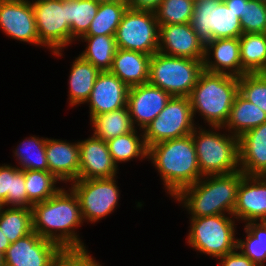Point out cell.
<instances>
[{
  "label": "cell",
  "instance_id": "cell-1",
  "mask_svg": "<svg viewBox=\"0 0 266 266\" xmlns=\"http://www.w3.org/2000/svg\"><path fill=\"white\" fill-rule=\"evenodd\" d=\"M33 231L58 244L63 250H86L76 232L84 223L77 195L69 187L51 198L32 205Z\"/></svg>",
  "mask_w": 266,
  "mask_h": 266
},
{
  "label": "cell",
  "instance_id": "cell-2",
  "mask_svg": "<svg viewBox=\"0 0 266 266\" xmlns=\"http://www.w3.org/2000/svg\"><path fill=\"white\" fill-rule=\"evenodd\" d=\"M147 159L158 170L165 192L172 198L203 177L191 134L153 144L148 147Z\"/></svg>",
  "mask_w": 266,
  "mask_h": 266
},
{
  "label": "cell",
  "instance_id": "cell-3",
  "mask_svg": "<svg viewBox=\"0 0 266 266\" xmlns=\"http://www.w3.org/2000/svg\"><path fill=\"white\" fill-rule=\"evenodd\" d=\"M244 175L242 171H236L203 176L196 183L182 189L173 199L180 202L190 217L232 215L237 188Z\"/></svg>",
  "mask_w": 266,
  "mask_h": 266
},
{
  "label": "cell",
  "instance_id": "cell-4",
  "mask_svg": "<svg viewBox=\"0 0 266 266\" xmlns=\"http://www.w3.org/2000/svg\"><path fill=\"white\" fill-rule=\"evenodd\" d=\"M238 93V77L204 70L189 95L193 118L200 115L209 128L224 126Z\"/></svg>",
  "mask_w": 266,
  "mask_h": 266
},
{
  "label": "cell",
  "instance_id": "cell-5",
  "mask_svg": "<svg viewBox=\"0 0 266 266\" xmlns=\"http://www.w3.org/2000/svg\"><path fill=\"white\" fill-rule=\"evenodd\" d=\"M220 129L223 126L206 129L197 124L191 134L203 176L240 171L239 138L227 131L222 134Z\"/></svg>",
  "mask_w": 266,
  "mask_h": 266
},
{
  "label": "cell",
  "instance_id": "cell-6",
  "mask_svg": "<svg viewBox=\"0 0 266 266\" xmlns=\"http://www.w3.org/2000/svg\"><path fill=\"white\" fill-rule=\"evenodd\" d=\"M187 244L195 251L220 257L237 249L236 221L233 215L190 217Z\"/></svg>",
  "mask_w": 266,
  "mask_h": 266
},
{
  "label": "cell",
  "instance_id": "cell-7",
  "mask_svg": "<svg viewBox=\"0 0 266 266\" xmlns=\"http://www.w3.org/2000/svg\"><path fill=\"white\" fill-rule=\"evenodd\" d=\"M203 71V60L169 56L158 51L150 59L148 82L172 97H189Z\"/></svg>",
  "mask_w": 266,
  "mask_h": 266
},
{
  "label": "cell",
  "instance_id": "cell-8",
  "mask_svg": "<svg viewBox=\"0 0 266 266\" xmlns=\"http://www.w3.org/2000/svg\"><path fill=\"white\" fill-rule=\"evenodd\" d=\"M191 28L206 45L214 39L238 38L240 18L222 0H195Z\"/></svg>",
  "mask_w": 266,
  "mask_h": 266
},
{
  "label": "cell",
  "instance_id": "cell-9",
  "mask_svg": "<svg viewBox=\"0 0 266 266\" xmlns=\"http://www.w3.org/2000/svg\"><path fill=\"white\" fill-rule=\"evenodd\" d=\"M31 4L40 43L55 56L62 57L63 49L71 45L68 1L31 0Z\"/></svg>",
  "mask_w": 266,
  "mask_h": 266
},
{
  "label": "cell",
  "instance_id": "cell-10",
  "mask_svg": "<svg viewBox=\"0 0 266 266\" xmlns=\"http://www.w3.org/2000/svg\"><path fill=\"white\" fill-rule=\"evenodd\" d=\"M116 177L77 179L70 183L79 200L84 222L95 224L117 209L121 192Z\"/></svg>",
  "mask_w": 266,
  "mask_h": 266
},
{
  "label": "cell",
  "instance_id": "cell-11",
  "mask_svg": "<svg viewBox=\"0 0 266 266\" xmlns=\"http://www.w3.org/2000/svg\"><path fill=\"white\" fill-rule=\"evenodd\" d=\"M189 97H171L159 115L143 130L146 147L192 134L197 126Z\"/></svg>",
  "mask_w": 266,
  "mask_h": 266
},
{
  "label": "cell",
  "instance_id": "cell-12",
  "mask_svg": "<svg viewBox=\"0 0 266 266\" xmlns=\"http://www.w3.org/2000/svg\"><path fill=\"white\" fill-rule=\"evenodd\" d=\"M159 28L154 12L128 7L114 38L118 48L153 55L158 52Z\"/></svg>",
  "mask_w": 266,
  "mask_h": 266
},
{
  "label": "cell",
  "instance_id": "cell-13",
  "mask_svg": "<svg viewBox=\"0 0 266 266\" xmlns=\"http://www.w3.org/2000/svg\"><path fill=\"white\" fill-rule=\"evenodd\" d=\"M63 251L58 244L33 231L7 248L5 266H54Z\"/></svg>",
  "mask_w": 266,
  "mask_h": 266
},
{
  "label": "cell",
  "instance_id": "cell-14",
  "mask_svg": "<svg viewBox=\"0 0 266 266\" xmlns=\"http://www.w3.org/2000/svg\"><path fill=\"white\" fill-rule=\"evenodd\" d=\"M0 28L7 37L43 47L30 0H0Z\"/></svg>",
  "mask_w": 266,
  "mask_h": 266
},
{
  "label": "cell",
  "instance_id": "cell-15",
  "mask_svg": "<svg viewBox=\"0 0 266 266\" xmlns=\"http://www.w3.org/2000/svg\"><path fill=\"white\" fill-rule=\"evenodd\" d=\"M172 96L161 88L145 83L130 87L127 107L133 125L139 132L152 122L167 105Z\"/></svg>",
  "mask_w": 266,
  "mask_h": 266
},
{
  "label": "cell",
  "instance_id": "cell-16",
  "mask_svg": "<svg viewBox=\"0 0 266 266\" xmlns=\"http://www.w3.org/2000/svg\"><path fill=\"white\" fill-rule=\"evenodd\" d=\"M158 51L169 56L204 60L205 44L190 23L160 25Z\"/></svg>",
  "mask_w": 266,
  "mask_h": 266
},
{
  "label": "cell",
  "instance_id": "cell-17",
  "mask_svg": "<svg viewBox=\"0 0 266 266\" xmlns=\"http://www.w3.org/2000/svg\"><path fill=\"white\" fill-rule=\"evenodd\" d=\"M232 215L244 224L266 221V176H243L237 188Z\"/></svg>",
  "mask_w": 266,
  "mask_h": 266
},
{
  "label": "cell",
  "instance_id": "cell-18",
  "mask_svg": "<svg viewBox=\"0 0 266 266\" xmlns=\"http://www.w3.org/2000/svg\"><path fill=\"white\" fill-rule=\"evenodd\" d=\"M129 87L110 71H100L97 75L89 103L90 120L100 114L127 107Z\"/></svg>",
  "mask_w": 266,
  "mask_h": 266
},
{
  "label": "cell",
  "instance_id": "cell-19",
  "mask_svg": "<svg viewBox=\"0 0 266 266\" xmlns=\"http://www.w3.org/2000/svg\"><path fill=\"white\" fill-rule=\"evenodd\" d=\"M79 143V179L112 178L119 168L114 164L107 141L94 135L78 140Z\"/></svg>",
  "mask_w": 266,
  "mask_h": 266
},
{
  "label": "cell",
  "instance_id": "cell-20",
  "mask_svg": "<svg viewBox=\"0 0 266 266\" xmlns=\"http://www.w3.org/2000/svg\"><path fill=\"white\" fill-rule=\"evenodd\" d=\"M203 65L204 70L210 73L236 77L247 74L241 64L239 37L214 39L208 42L205 45Z\"/></svg>",
  "mask_w": 266,
  "mask_h": 266
},
{
  "label": "cell",
  "instance_id": "cell-21",
  "mask_svg": "<svg viewBox=\"0 0 266 266\" xmlns=\"http://www.w3.org/2000/svg\"><path fill=\"white\" fill-rule=\"evenodd\" d=\"M46 157L51 172L60 182H73L79 179V143L50 139L46 141Z\"/></svg>",
  "mask_w": 266,
  "mask_h": 266
},
{
  "label": "cell",
  "instance_id": "cell-22",
  "mask_svg": "<svg viewBox=\"0 0 266 266\" xmlns=\"http://www.w3.org/2000/svg\"><path fill=\"white\" fill-rule=\"evenodd\" d=\"M240 171L248 176H266V122L239 137Z\"/></svg>",
  "mask_w": 266,
  "mask_h": 266
},
{
  "label": "cell",
  "instance_id": "cell-23",
  "mask_svg": "<svg viewBox=\"0 0 266 266\" xmlns=\"http://www.w3.org/2000/svg\"><path fill=\"white\" fill-rule=\"evenodd\" d=\"M151 56L138 51L118 48L109 71L129 88L148 83Z\"/></svg>",
  "mask_w": 266,
  "mask_h": 266
},
{
  "label": "cell",
  "instance_id": "cell-24",
  "mask_svg": "<svg viewBox=\"0 0 266 266\" xmlns=\"http://www.w3.org/2000/svg\"><path fill=\"white\" fill-rule=\"evenodd\" d=\"M71 66L68 79V103L75 107L86 103L100 71L80 55L75 57Z\"/></svg>",
  "mask_w": 266,
  "mask_h": 266
},
{
  "label": "cell",
  "instance_id": "cell-25",
  "mask_svg": "<svg viewBox=\"0 0 266 266\" xmlns=\"http://www.w3.org/2000/svg\"><path fill=\"white\" fill-rule=\"evenodd\" d=\"M264 122H266V113L238 93L223 130L225 129L239 138L246 131L258 127Z\"/></svg>",
  "mask_w": 266,
  "mask_h": 266
},
{
  "label": "cell",
  "instance_id": "cell-26",
  "mask_svg": "<svg viewBox=\"0 0 266 266\" xmlns=\"http://www.w3.org/2000/svg\"><path fill=\"white\" fill-rule=\"evenodd\" d=\"M0 200L5 207L32 208L27 199L24 170L17 165H0Z\"/></svg>",
  "mask_w": 266,
  "mask_h": 266
},
{
  "label": "cell",
  "instance_id": "cell-27",
  "mask_svg": "<svg viewBox=\"0 0 266 266\" xmlns=\"http://www.w3.org/2000/svg\"><path fill=\"white\" fill-rule=\"evenodd\" d=\"M87 42L79 54L99 71H109L118 49L114 35L82 36L78 41Z\"/></svg>",
  "mask_w": 266,
  "mask_h": 266
},
{
  "label": "cell",
  "instance_id": "cell-28",
  "mask_svg": "<svg viewBox=\"0 0 266 266\" xmlns=\"http://www.w3.org/2000/svg\"><path fill=\"white\" fill-rule=\"evenodd\" d=\"M93 135L108 141L112 138L134 131L128 107L94 116L90 120Z\"/></svg>",
  "mask_w": 266,
  "mask_h": 266
},
{
  "label": "cell",
  "instance_id": "cell-29",
  "mask_svg": "<svg viewBox=\"0 0 266 266\" xmlns=\"http://www.w3.org/2000/svg\"><path fill=\"white\" fill-rule=\"evenodd\" d=\"M137 129L107 141L108 149L114 164L126 163L132 159L147 160L148 148L146 147L143 131ZM139 134V135H138Z\"/></svg>",
  "mask_w": 266,
  "mask_h": 266
},
{
  "label": "cell",
  "instance_id": "cell-30",
  "mask_svg": "<svg viewBox=\"0 0 266 266\" xmlns=\"http://www.w3.org/2000/svg\"><path fill=\"white\" fill-rule=\"evenodd\" d=\"M243 70L248 73L266 72V33H242L239 37Z\"/></svg>",
  "mask_w": 266,
  "mask_h": 266
},
{
  "label": "cell",
  "instance_id": "cell-31",
  "mask_svg": "<svg viewBox=\"0 0 266 266\" xmlns=\"http://www.w3.org/2000/svg\"><path fill=\"white\" fill-rule=\"evenodd\" d=\"M244 231L245 238H237V249L257 266H265L266 221L246 222Z\"/></svg>",
  "mask_w": 266,
  "mask_h": 266
},
{
  "label": "cell",
  "instance_id": "cell-32",
  "mask_svg": "<svg viewBox=\"0 0 266 266\" xmlns=\"http://www.w3.org/2000/svg\"><path fill=\"white\" fill-rule=\"evenodd\" d=\"M46 141L47 137L31 136L20 142L13 150V155L19 164L20 170H39L49 171L46 157Z\"/></svg>",
  "mask_w": 266,
  "mask_h": 266
},
{
  "label": "cell",
  "instance_id": "cell-33",
  "mask_svg": "<svg viewBox=\"0 0 266 266\" xmlns=\"http://www.w3.org/2000/svg\"><path fill=\"white\" fill-rule=\"evenodd\" d=\"M127 9V1L100 3L96 16L83 36L115 35Z\"/></svg>",
  "mask_w": 266,
  "mask_h": 266
},
{
  "label": "cell",
  "instance_id": "cell-34",
  "mask_svg": "<svg viewBox=\"0 0 266 266\" xmlns=\"http://www.w3.org/2000/svg\"><path fill=\"white\" fill-rule=\"evenodd\" d=\"M0 229L12 244L33 232L32 210L25 207H3Z\"/></svg>",
  "mask_w": 266,
  "mask_h": 266
},
{
  "label": "cell",
  "instance_id": "cell-35",
  "mask_svg": "<svg viewBox=\"0 0 266 266\" xmlns=\"http://www.w3.org/2000/svg\"><path fill=\"white\" fill-rule=\"evenodd\" d=\"M25 188L28 202L33 205L43 202L55 195L62 187L59 180L49 171H24Z\"/></svg>",
  "mask_w": 266,
  "mask_h": 266
},
{
  "label": "cell",
  "instance_id": "cell-36",
  "mask_svg": "<svg viewBox=\"0 0 266 266\" xmlns=\"http://www.w3.org/2000/svg\"><path fill=\"white\" fill-rule=\"evenodd\" d=\"M99 4L95 0L68 1V19L71 29V45L89 29L96 16Z\"/></svg>",
  "mask_w": 266,
  "mask_h": 266
},
{
  "label": "cell",
  "instance_id": "cell-37",
  "mask_svg": "<svg viewBox=\"0 0 266 266\" xmlns=\"http://www.w3.org/2000/svg\"><path fill=\"white\" fill-rule=\"evenodd\" d=\"M195 0H162L154 12L159 25L190 23Z\"/></svg>",
  "mask_w": 266,
  "mask_h": 266
},
{
  "label": "cell",
  "instance_id": "cell-38",
  "mask_svg": "<svg viewBox=\"0 0 266 266\" xmlns=\"http://www.w3.org/2000/svg\"><path fill=\"white\" fill-rule=\"evenodd\" d=\"M239 94L266 113V73H248L238 77Z\"/></svg>",
  "mask_w": 266,
  "mask_h": 266
},
{
  "label": "cell",
  "instance_id": "cell-39",
  "mask_svg": "<svg viewBox=\"0 0 266 266\" xmlns=\"http://www.w3.org/2000/svg\"><path fill=\"white\" fill-rule=\"evenodd\" d=\"M240 24L243 33H266V3L249 0Z\"/></svg>",
  "mask_w": 266,
  "mask_h": 266
},
{
  "label": "cell",
  "instance_id": "cell-40",
  "mask_svg": "<svg viewBox=\"0 0 266 266\" xmlns=\"http://www.w3.org/2000/svg\"><path fill=\"white\" fill-rule=\"evenodd\" d=\"M54 266H102L86 250H64Z\"/></svg>",
  "mask_w": 266,
  "mask_h": 266
},
{
  "label": "cell",
  "instance_id": "cell-41",
  "mask_svg": "<svg viewBox=\"0 0 266 266\" xmlns=\"http://www.w3.org/2000/svg\"><path fill=\"white\" fill-rule=\"evenodd\" d=\"M219 266H257L238 249L218 259Z\"/></svg>",
  "mask_w": 266,
  "mask_h": 266
},
{
  "label": "cell",
  "instance_id": "cell-42",
  "mask_svg": "<svg viewBox=\"0 0 266 266\" xmlns=\"http://www.w3.org/2000/svg\"><path fill=\"white\" fill-rule=\"evenodd\" d=\"M162 0H127L128 7L135 10L155 12Z\"/></svg>",
  "mask_w": 266,
  "mask_h": 266
},
{
  "label": "cell",
  "instance_id": "cell-43",
  "mask_svg": "<svg viewBox=\"0 0 266 266\" xmlns=\"http://www.w3.org/2000/svg\"><path fill=\"white\" fill-rule=\"evenodd\" d=\"M241 19L244 16L245 4L249 0H222Z\"/></svg>",
  "mask_w": 266,
  "mask_h": 266
},
{
  "label": "cell",
  "instance_id": "cell-44",
  "mask_svg": "<svg viewBox=\"0 0 266 266\" xmlns=\"http://www.w3.org/2000/svg\"><path fill=\"white\" fill-rule=\"evenodd\" d=\"M11 245L8 238L5 236L3 231L0 229V251L5 253L7 248Z\"/></svg>",
  "mask_w": 266,
  "mask_h": 266
},
{
  "label": "cell",
  "instance_id": "cell-45",
  "mask_svg": "<svg viewBox=\"0 0 266 266\" xmlns=\"http://www.w3.org/2000/svg\"><path fill=\"white\" fill-rule=\"evenodd\" d=\"M0 266H5L4 253L0 251Z\"/></svg>",
  "mask_w": 266,
  "mask_h": 266
},
{
  "label": "cell",
  "instance_id": "cell-46",
  "mask_svg": "<svg viewBox=\"0 0 266 266\" xmlns=\"http://www.w3.org/2000/svg\"><path fill=\"white\" fill-rule=\"evenodd\" d=\"M98 3L115 2V1H127V0H95Z\"/></svg>",
  "mask_w": 266,
  "mask_h": 266
},
{
  "label": "cell",
  "instance_id": "cell-47",
  "mask_svg": "<svg viewBox=\"0 0 266 266\" xmlns=\"http://www.w3.org/2000/svg\"><path fill=\"white\" fill-rule=\"evenodd\" d=\"M3 207H4L3 202L0 200V213H1L2 209H3Z\"/></svg>",
  "mask_w": 266,
  "mask_h": 266
},
{
  "label": "cell",
  "instance_id": "cell-48",
  "mask_svg": "<svg viewBox=\"0 0 266 266\" xmlns=\"http://www.w3.org/2000/svg\"><path fill=\"white\" fill-rule=\"evenodd\" d=\"M254 1H260V2L266 3V0H254Z\"/></svg>",
  "mask_w": 266,
  "mask_h": 266
}]
</instances>
